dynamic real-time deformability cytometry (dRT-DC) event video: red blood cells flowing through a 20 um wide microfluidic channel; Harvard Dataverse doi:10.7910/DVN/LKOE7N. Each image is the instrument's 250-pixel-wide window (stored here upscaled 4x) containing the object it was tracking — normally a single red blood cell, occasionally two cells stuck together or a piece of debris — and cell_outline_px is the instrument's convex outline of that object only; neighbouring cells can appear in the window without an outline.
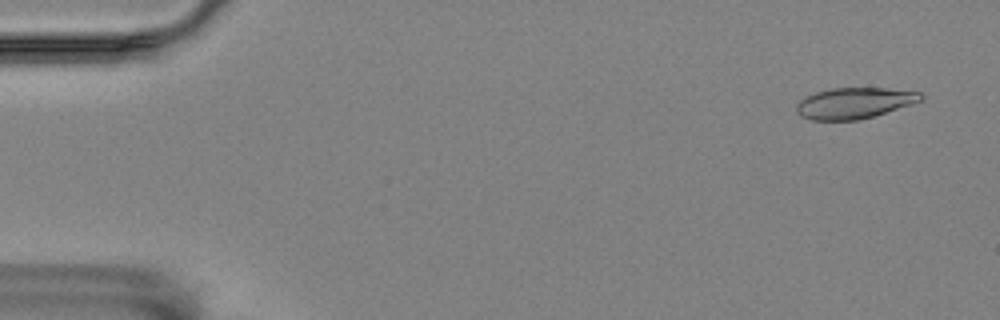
{"species": "Egyptian fruit bat (a non-hibernating species)", "species_latin": "Rousettus aegyptiacus", "temperature_condition": "room temperature", "stored_images_in_passage": 52, "camera_frame_rate_fps": 3000, "um_per_image_px": 0.085, "animal": {"sex": "female"}, "frame": {"image": 1, "passage_image": 3, "time_ms": 0.667, "image_size_px": [1000, 320], "cell_outline_px": [[924, 100], [912, 104], [872, 116], [856, 120], [812, 120], [800, 116], [796, 112], [796, 104], [804, 96], [816, 92], [832, 88], [884, 88], [920, 92], [924, 96]], "centroid_in_image_um": [72.59, 8.76], "position_along_channel_um": 12.4, "area_um2": 22.43}}
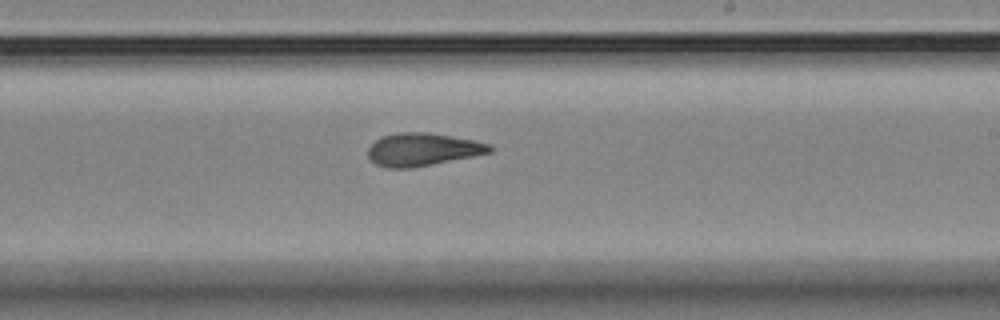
{"frame": {"image": 2, "passage_image": 34, "time_ms": 11.0, "image_size_px": [1000, 320], "cell_outline_px": [[492, 152], [412, 168], [388, 168], [376, 164], [368, 156], [368, 148], [380, 136], [396, 132], [428, 132], [472, 140], [488, 144], [492, 148]], "centroid_in_image_um": [35.87, 12.7], "position_along_channel_um": 253.1, "area_um2": 23.06}}
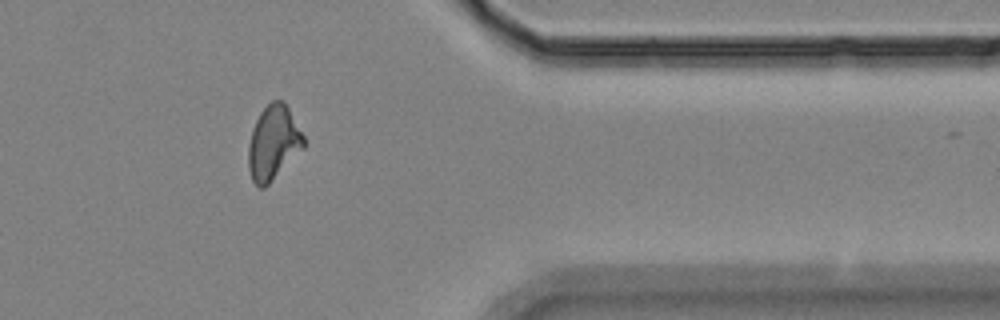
{"frame": {"image": 3, "passage_image": 47, "time_ms": 15.333, "image_size_px": [1000, 320], "cell_outline_px": [[304, 148], [264, 188], [260, 188], [252, 180], [248, 168], [248, 144], [252, 128], [260, 112], [272, 100], [284, 100], [304, 136]], "centroid_in_image_um": [23.22, 12.13], "position_along_channel_um": 388.2, "area_um2": 23.87}, "authors_computed_cell_mechanics": {"area_um2": 23.2356, "velocity_mm_per_s": 3.4698, "shape_relaxation_time_tau1_ms": 6.4685, "shape_relaxation_time_tau2_ms": 2.902, "deformation_change_tau1": 0.1681, "deformation_change_tau2": 0.1084}}